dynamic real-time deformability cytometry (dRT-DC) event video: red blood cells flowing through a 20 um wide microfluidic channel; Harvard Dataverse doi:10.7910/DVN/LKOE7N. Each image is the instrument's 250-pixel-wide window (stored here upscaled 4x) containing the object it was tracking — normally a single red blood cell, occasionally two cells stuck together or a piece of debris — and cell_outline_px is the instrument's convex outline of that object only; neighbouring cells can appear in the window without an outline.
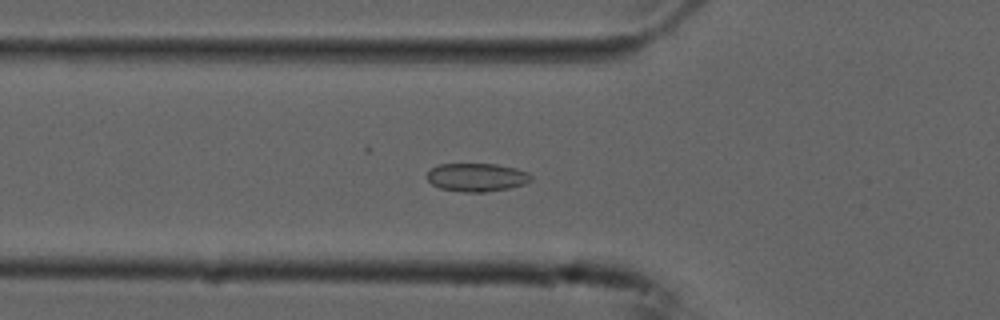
{"species": "common noctule bat (a hibernating species)", "species_latin": "Nyctalus noctula", "temperature_condition": "cold", "stored_images_in_passage": 55, "camera_frame_rate_fps": 3000, "um_per_image_px": 0.085, "animal": {"sex": "male", "forearm_length_mm": 52.5}, "frame": {"image": 1, "passage_image": 19, "time_ms": 6.0, "image_size_px": [1000, 320], "cell_outline_px": [[532, 180], [524, 184], [508, 188], [484, 192], [464, 192], [440, 188], [432, 184], [428, 180], [428, 172], [432, 168], [440, 164], [496, 164], [516, 168], [528, 172], [532, 176]], "centroid_in_image_um": [40.55, 15.07], "position_along_channel_um": 85.3, "area_um2": 17.05}}
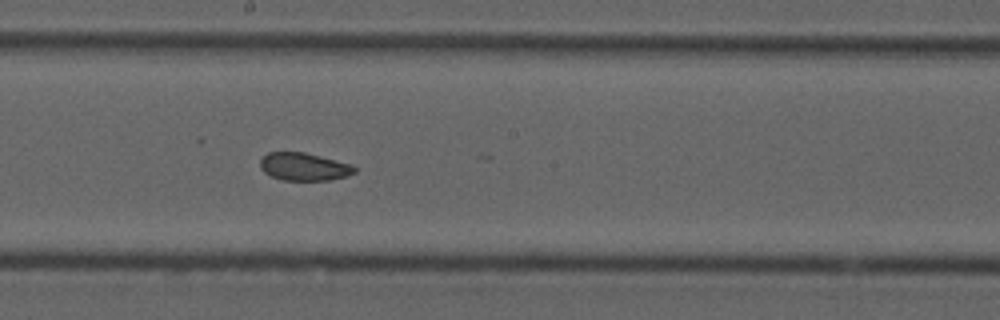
{"frame": {"image": 2, "passage_image": 30, "time_ms": 9.667, "image_size_px": [1000, 320], "cell_outline_px": [[356, 172], [348, 176], [328, 180], [280, 180], [264, 172], [260, 168], [260, 160], [268, 152], [304, 152], [352, 164], [356, 168]], "centroid_in_image_um": [25.85, 14.17], "position_along_channel_um": 222.4, "area_um2": 15.32}}
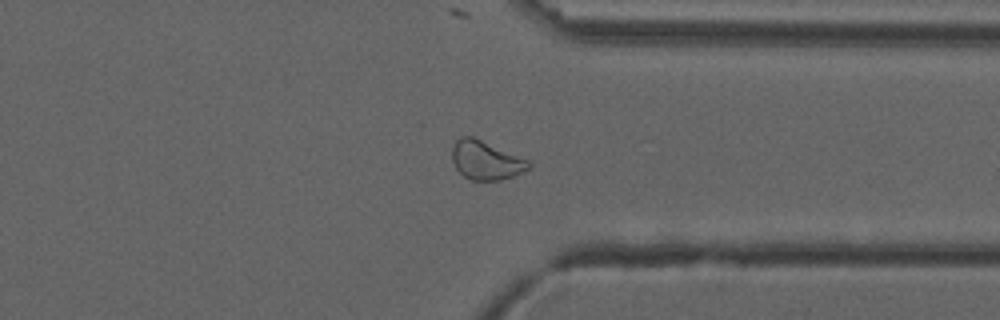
{"frame": {"image": 3, "passage_image": 42, "time_ms": 13.667, "image_size_px": [1000, 320], "cell_outline_px": [[532, 164], [528, 168], [512, 176], [500, 180], [472, 180], [464, 176], [456, 168], [452, 160], [452, 148], [456, 140], [460, 136], [472, 136], [528, 160]], "centroid_in_image_um": [41.26, 13.62], "position_along_channel_um": 370.1, "area_um2": 16.99}, "authors_computed_cell_mechanics": {"area_um2": 18.2648, "velocity_mm_per_s": 3.7237, "shape_relaxation_time_tau1_ms": 10.5509, "shape_relaxation_time_tau2_ms": 2.6935, "deformation_change_tau1": 0.1014, "deformation_change_tau2": 0.0526}}